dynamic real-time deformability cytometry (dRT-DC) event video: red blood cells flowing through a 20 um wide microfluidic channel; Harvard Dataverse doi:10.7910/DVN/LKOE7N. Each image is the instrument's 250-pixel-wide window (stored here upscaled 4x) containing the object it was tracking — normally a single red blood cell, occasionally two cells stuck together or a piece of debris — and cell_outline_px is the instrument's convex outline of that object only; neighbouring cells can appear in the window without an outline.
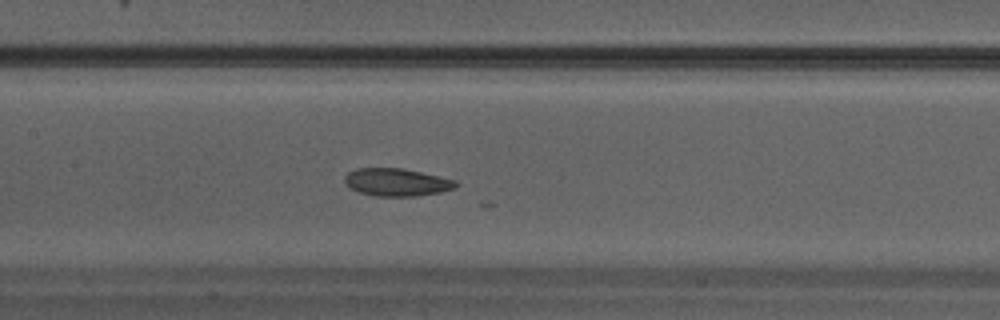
{"species": "Egyptian fruit bat (a non-hibernating species)", "species_latin": "Rousettus aegyptiacus", "temperature_condition": "warm", "stored_images_in_passage": 29, "camera_frame_rate_fps": 3000, "um_per_image_px": 0.085, "animal": {"sex": "male"}, "frame": {"image": 1, "passage_image": 11, "time_ms": 3.333, "image_size_px": [1000, 320], "cell_outline_px": [[460, 184], [456, 188], [440, 192], [416, 196], [376, 196], [360, 192], [344, 184], [344, 176], [348, 172], [356, 168], [404, 168], [456, 180]], "centroid_in_image_um": [33.73, 15.48], "position_along_channel_um": 173.7, "area_um2": 18.03}}